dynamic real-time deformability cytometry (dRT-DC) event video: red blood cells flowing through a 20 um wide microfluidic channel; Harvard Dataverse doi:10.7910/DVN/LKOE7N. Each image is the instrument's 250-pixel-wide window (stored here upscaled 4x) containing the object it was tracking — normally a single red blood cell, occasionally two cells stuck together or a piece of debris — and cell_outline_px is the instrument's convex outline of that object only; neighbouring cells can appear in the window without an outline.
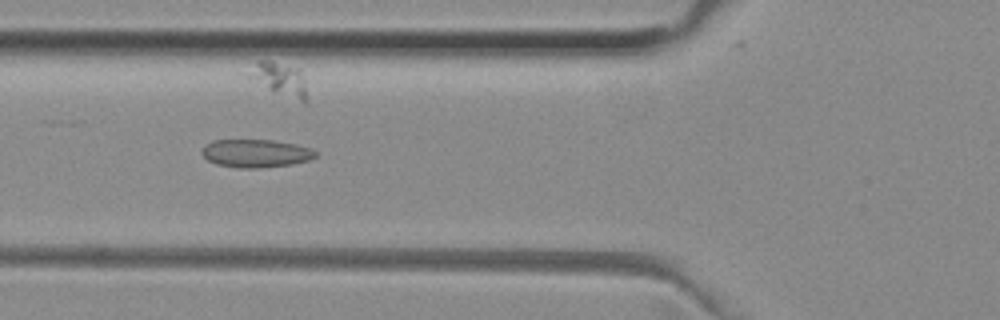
{"species": "common noctule bat (a hibernating species)", "species_latin": "Nyctalus noctula", "temperature_condition": "room temperature", "stored_images_in_passage": 51, "camera_frame_rate_fps": 3000, "um_per_image_px": 0.085, "animal": {"sex": "female", "body_mass_g": 29.2, "forearm_length_mm": 56.3}, "frame": {"image": 1, "passage_image": 18, "time_ms": 5.667, "image_size_px": [1000, 320], "cell_outline_px": [[316, 156], [308, 160], [292, 164], [260, 168], [236, 168], [216, 164], [208, 160], [200, 152], [204, 144], [212, 140], [272, 140], [296, 144], [312, 148], [316, 152]], "centroid_in_image_um": [21.71, 13.03], "position_along_channel_um": 104.1, "area_um2": 18.73}}
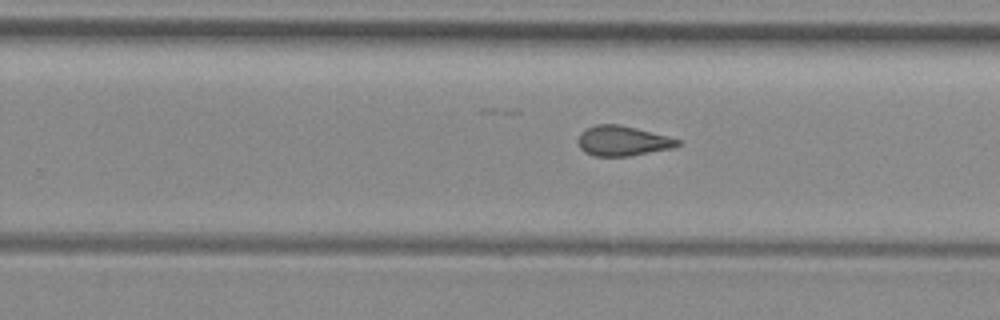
{"frame": {"image": 2, "passage_image": 31, "time_ms": 10.0, "image_size_px": [1000, 320], "cell_outline_px": [[680, 144], [672, 148], [628, 156], [592, 156], [584, 152], [580, 148], [576, 140], [580, 132], [584, 128], [596, 124], [620, 124], [636, 128], [680, 140]], "centroid_in_image_um": [52.83, 11.97], "position_along_channel_um": 277.0, "area_um2": 17.46}}
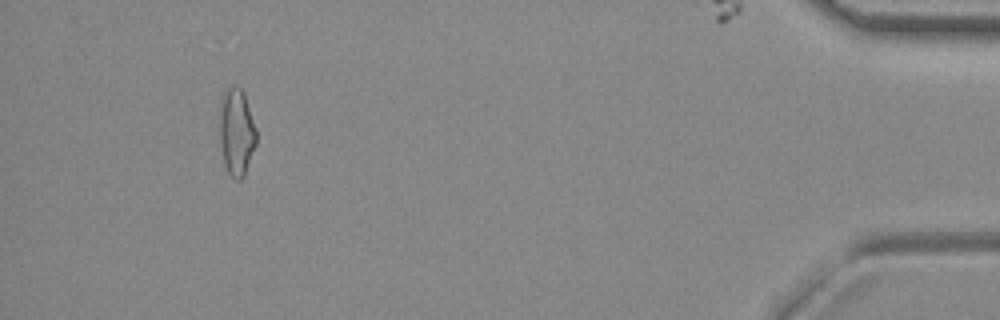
{"frame": {"image": 3, "passage_image": 47, "time_ms": 15.333, "image_size_px": [1000, 320], "cell_outline_px": [[256, 144], [244, 176], [240, 180], [236, 180], [228, 172], [224, 164], [220, 140], [220, 100], [224, 92], [232, 84], [240, 88], [244, 92], [256, 128]], "centroid_in_image_um": [20.11, 11.2], "position_along_channel_um": 415.1, "area_um2": 18.67}, "authors_computed_cell_mechanics": {"area_um2": 18.207, "velocity_mm_per_s": 3.9923, "shape_relaxation_time_tau1_ms": null, "shape_relaxation_time_tau2_ms": 3.1476, "deformation_change_tau1": null, "deformation_change_tau2": 0.1114}}